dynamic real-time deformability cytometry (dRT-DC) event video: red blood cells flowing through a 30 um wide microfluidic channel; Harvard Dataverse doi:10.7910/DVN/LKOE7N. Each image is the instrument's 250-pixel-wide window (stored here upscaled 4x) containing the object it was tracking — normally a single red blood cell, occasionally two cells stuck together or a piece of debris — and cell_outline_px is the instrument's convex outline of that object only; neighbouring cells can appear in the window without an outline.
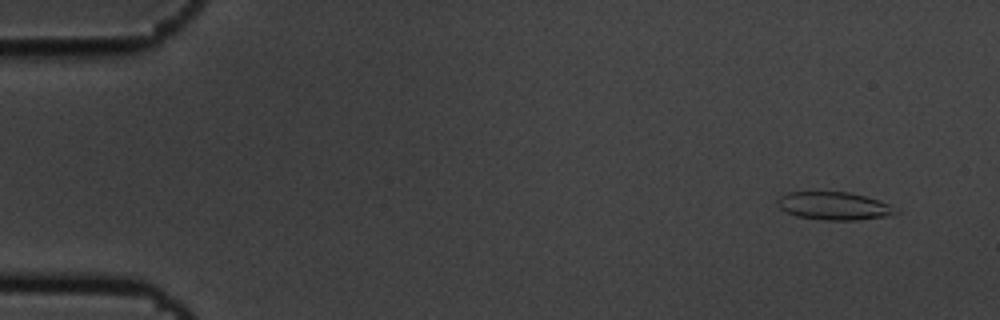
{"species": "common noctule bat (a hibernating species)", "species_latin": "Nyctalus noctula", "temperature_condition": "cold", "stored_images_in_passage": 10, "camera_frame_rate_fps": 3000, "um_per_image_px": 0.085, "animal": {"sex": "male", "body_mass_g": 19.5, "forearm_length_mm": 54.6}, "frame": {"image": 1, "passage_image": 1, "time_ms": 0.0, "image_size_px": [1000, 320], "cell_outline_px": [[900, 212], [888, 216], [856, 220], [824, 220], [796, 216], [780, 208], [776, 204], [776, 200], [780, 196], [788, 192], [848, 192], [868, 196], [900, 208]], "centroid_in_image_um": [70.94, 17.5], "position_along_channel_um": 14.1, "area_um2": 19.48}}
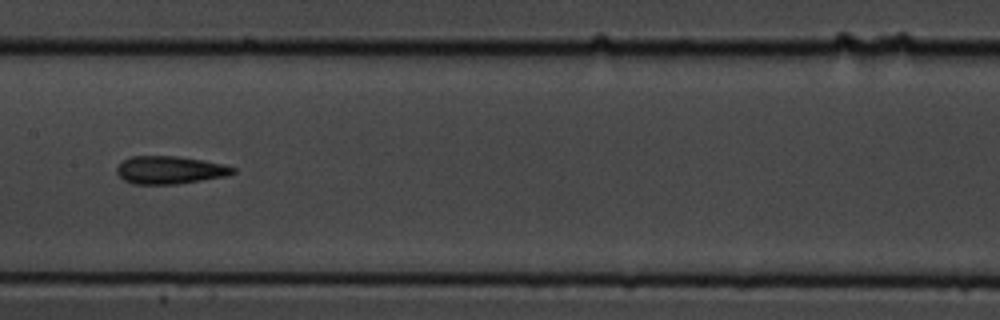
{"frame": {"image": 2, "passage_image": 8, "time_ms": 2.333, "image_size_px": [1000, 320], "cell_outline_px": [[236, 172], [228, 176], [176, 184], [132, 184], [124, 180], [116, 172], [116, 168], [124, 160], [132, 156], [176, 156], [204, 160], [224, 164], [236, 168]], "centroid_in_image_um": [14.47, 14.45], "position_along_channel_um": 192.9, "area_um2": 18.9}}
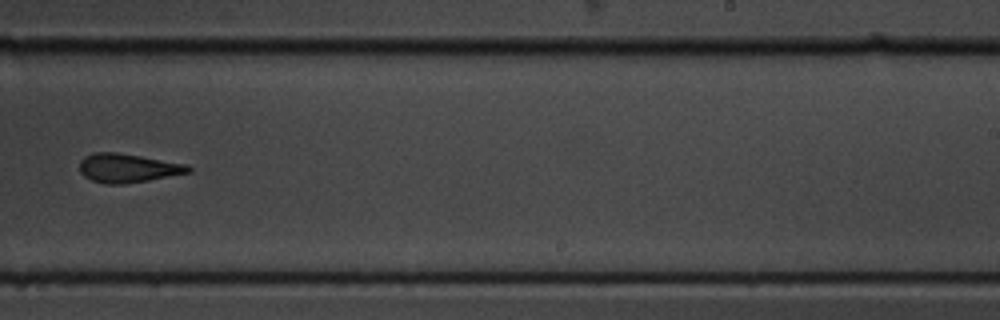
{"frame": {"image": 3, "passage_image": 10, "time_ms": 3.0, "image_size_px": [1000, 320], "cell_outline_px": [[192, 172], [148, 180], [124, 184], [104, 184], [92, 180], [84, 176], [80, 172], [80, 160], [84, 156], [96, 152], [116, 152], [188, 164], [192, 168]], "centroid_in_image_um": [10.87, 14.28], "position_along_channel_um": 278.1, "area_um2": 18.32}}